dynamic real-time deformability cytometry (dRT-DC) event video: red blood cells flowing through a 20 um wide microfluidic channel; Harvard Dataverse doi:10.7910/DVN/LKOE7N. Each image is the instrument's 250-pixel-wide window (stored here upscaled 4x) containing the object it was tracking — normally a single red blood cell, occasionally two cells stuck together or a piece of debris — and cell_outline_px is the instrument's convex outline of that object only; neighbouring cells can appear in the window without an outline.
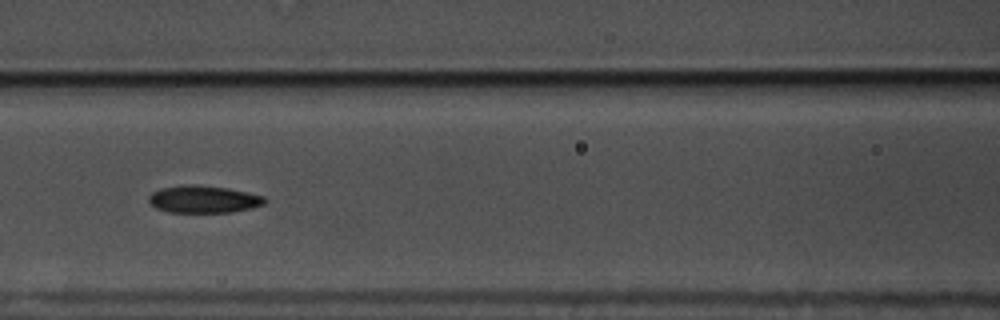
{"species": "common noctule bat (a hibernating species)", "species_latin": "Nyctalus noctula", "temperature_condition": "warm", "stored_images_in_passage": 59, "camera_frame_rate_fps": 3000, "um_per_image_px": 0.085, "animal": {"sex": "male", "body_mass_g": 17.5, "forearm_length_mm": 52.3}, "frame": {"image": 1, "passage_image": 26, "time_ms": 8.333, "image_size_px": [1000, 320], "cell_outline_px": [[268, 200], [264, 204], [252, 208], [232, 212], [168, 212], [156, 208], [148, 200], [148, 196], [152, 192], [160, 188], [228, 188], [264, 196]], "centroid_in_image_um": [17.36, 17.0], "position_along_channel_um": 149.2, "area_um2": 17.46}}
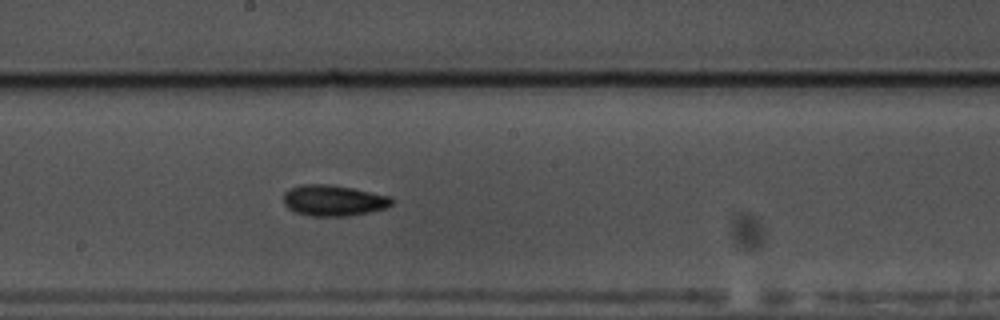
{"frame": {"image": 2, "passage_image": 32, "time_ms": 10.333, "image_size_px": [1000, 320], "cell_outline_px": [[396, 200], [388, 208], [348, 216], [308, 216], [296, 212], [288, 208], [284, 204], [284, 192], [288, 188], [300, 184], [328, 184], [352, 188], [392, 196]], "centroid_in_image_um": [28.37, 17.03], "position_along_channel_um": 219.8, "area_um2": 19.83}}
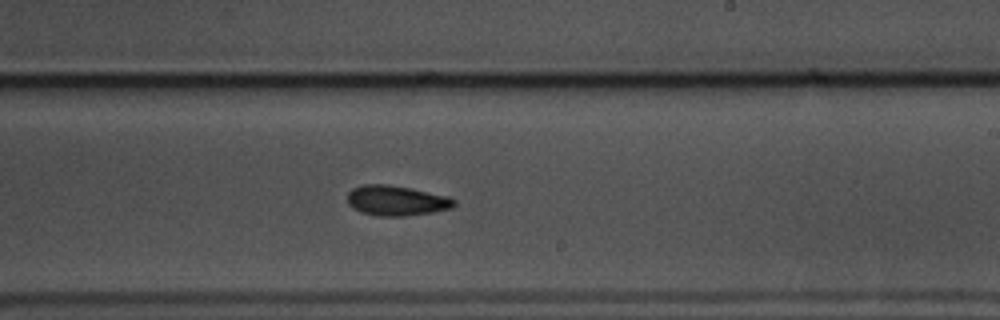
{"frame": {"image": 3, "passage_image": 35, "time_ms": 11.333, "image_size_px": [1000, 320], "cell_outline_px": [[456, 204], [452, 208], [432, 212], [404, 216], [380, 216], [360, 212], [352, 208], [348, 204], [348, 192], [352, 188], [364, 184], [388, 184], [412, 188], [448, 196], [456, 200]], "centroid_in_image_um": [33.69, 17.04], "position_along_channel_um": 255.3, "area_um2": 18.9}, "authors_computed_cell_mechanics": {"area_um2": 17.9758, "velocity_mm_per_s": 3.5511, "shape_relaxation_time_tau1_ms": 4.6506, "shape_relaxation_time_tau2_ms": 5.533, "deformation_change_tau1": 0.1306, "deformation_change_tau2": 0.1279}}